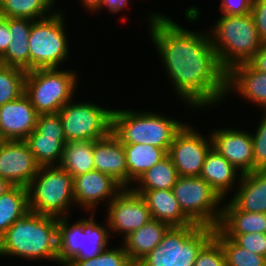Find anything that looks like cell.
<instances>
[{"mask_svg":"<svg viewBox=\"0 0 266 266\" xmlns=\"http://www.w3.org/2000/svg\"><path fill=\"white\" fill-rule=\"evenodd\" d=\"M123 189L111 176L97 170L74 177L73 195L75 205L95 213L101 200L109 204Z\"/></svg>","mask_w":266,"mask_h":266,"instance_id":"obj_17","label":"cell"},{"mask_svg":"<svg viewBox=\"0 0 266 266\" xmlns=\"http://www.w3.org/2000/svg\"><path fill=\"white\" fill-rule=\"evenodd\" d=\"M224 202L217 229L225 237L234 239L238 234L266 233V213L242 211L230 200Z\"/></svg>","mask_w":266,"mask_h":266,"instance_id":"obj_23","label":"cell"},{"mask_svg":"<svg viewBox=\"0 0 266 266\" xmlns=\"http://www.w3.org/2000/svg\"><path fill=\"white\" fill-rule=\"evenodd\" d=\"M184 124L183 121L147 109H113L112 114V133L123 144H149L164 148L167 152Z\"/></svg>","mask_w":266,"mask_h":266,"instance_id":"obj_4","label":"cell"},{"mask_svg":"<svg viewBox=\"0 0 266 266\" xmlns=\"http://www.w3.org/2000/svg\"><path fill=\"white\" fill-rule=\"evenodd\" d=\"M9 31V18L0 16V57L7 50L11 40Z\"/></svg>","mask_w":266,"mask_h":266,"instance_id":"obj_40","label":"cell"},{"mask_svg":"<svg viewBox=\"0 0 266 266\" xmlns=\"http://www.w3.org/2000/svg\"><path fill=\"white\" fill-rule=\"evenodd\" d=\"M129 3V0H102L99 9L96 12L98 13L99 11H102V9L106 8L109 13L118 14L123 11L125 7H129Z\"/></svg>","mask_w":266,"mask_h":266,"instance_id":"obj_42","label":"cell"},{"mask_svg":"<svg viewBox=\"0 0 266 266\" xmlns=\"http://www.w3.org/2000/svg\"><path fill=\"white\" fill-rule=\"evenodd\" d=\"M106 218L110 233L123 235V240L150 220L152 216L146 200L132 188H123L106 205Z\"/></svg>","mask_w":266,"mask_h":266,"instance_id":"obj_13","label":"cell"},{"mask_svg":"<svg viewBox=\"0 0 266 266\" xmlns=\"http://www.w3.org/2000/svg\"><path fill=\"white\" fill-rule=\"evenodd\" d=\"M66 266H135L123 246L106 248L98 256L86 260H71Z\"/></svg>","mask_w":266,"mask_h":266,"instance_id":"obj_34","label":"cell"},{"mask_svg":"<svg viewBox=\"0 0 266 266\" xmlns=\"http://www.w3.org/2000/svg\"><path fill=\"white\" fill-rule=\"evenodd\" d=\"M150 210L152 219L167 223L171 227L194 224L181 210L172 189L146 190L142 194Z\"/></svg>","mask_w":266,"mask_h":266,"instance_id":"obj_25","label":"cell"},{"mask_svg":"<svg viewBox=\"0 0 266 266\" xmlns=\"http://www.w3.org/2000/svg\"><path fill=\"white\" fill-rule=\"evenodd\" d=\"M40 167L25 140H0V178L27 188Z\"/></svg>","mask_w":266,"mask_h":266,"instance_id":"obj_15","label":"cell"},{"mask_svg":"<svg viewBox=\"0 0 266 266\" xmlns=\"http://www.w3.org/2000/svg\"><path fill=\"white\" fill-rule=\"evenodd\" d=\"M75 71L59 68L27 71L25 94L38 114L58 113L70 102L79 82Z\"/></svg>","mask_w":266,"mask_h":266,"instance_id":"obj_8","label":"cell"},{"mask_svg":"<svg viewBox=\"0 0 266 266\" xmlns=\"http://www.w3.org/2000/svg\"><path fill=\"white\" fill-rule=\"evenodd\" d=\"M212 147L229 161L241 174L254 170L251 132L232 128H218L210 132Z\"/></svg>","mask_w":266,"mask_h":266,"instance_id":"obj_16","label":"cell"},{"mask_svg":"<svg viewBox=\"0 0 266 266\" xmlns=\"http://www.w3.org/2000/svg\"><path fill=\"white\" fill-rule=\"evenodd\" d=\"M200 176L225 200L227 194L235 192L231 190H234L236 183L237 185L240 183L242 174L211 147L205 156Z\"/></svg>","mask_w":266,"mask_h":266,"instance_id":"obj_21","label":"cell"},{"mask_svg":"<svg viewBox=\"0 0 266 266\" xmlns=\"http://www.w3.org/2000/svg\"><path fill=\"white\" fill-rule=\"evenodd\" d=\"M94 141H74L65 144L59 166L73 178L95 170Z\"/></svg>","mask_w":266,"mask_h":266,"instance_id":"obj_28","label":"cell"},{"mask_svg":"<svg viewBox=\"0 0 266 266\" xmlns=\"http://www.w3.org/2000/svg\"><path fill=\"white\" fill-rule=\"evenodd\" d=\"M248 63L255 70L266 73V43L253 55Z\"/></svg>","mask_w":266,"mask_h":266,"instance_id":"obj_41","label":"cell"},{"mask_svg":"<svg viewBox=\"0 0 266 266\" xmlns=\"http://www.w3.org/2000/svg\"><path fill=\"white\" fill-rule=\"evenodd\" d=\"M24 93L0 107V140H25L36 128L38 117Z\"/></svg>","mask_w":266,"mask_h":266,"instance_id":"obj_18","label":"cell"},{"mask_svg":"<svg viewBox=\"0 0 266 266\" xmlns=\"http://www.w3.org/2000/svg\"><path fill=\"white\" fill-rule=\"evenodd\" d=\"M236 186L238 188H236ZM238 189L229 199L239 210L266 213V170L242 174Z\"/></svg>","mask_w":266,"mask_h":266,"instance_id":"obj_22","label":"cell"},{"mask_svg":"<svg viewBox=\"0 0 266 266\" xmlns=\"http://www.w3.org/2000/svg\"><path fill=\"white\" fill-rule=\"evenodd\" d=\"M231 92L266 112V73L255 70L248 62L238 64L227 72L226 99Z\"/></svg>","mask_w":266,"mask_h":266,"instance_id":"obj_19","label":"cell"},{"mask_svg":"<svg viewBox=\"0 0 266 266\" xmlns=\"http://www.w3.org/2000/svg\"><path fill=\"white\" fill-rule=\"evenodd\" d=\"M213 237L221 244L226 266H266V257L240 247L233 239L225 237L215 228Z\"/></svg>","mask_w":266,"mask_h":266,"instance_id":"obj_32","label":"cell"},{"mask_svg":"<svg viewBox=\"0 0 266 266\" xmlns=\"http://www.w3.org/2000/svg\"><path fill=\"white\" fill-rule=\"evenodd\" d=\"M253 0H221L220 10L224 15H244L251 13Z\"/></svg>","mask_w":266,"mask_h":266,"instance_id":"obj_39","label":"cell"},{"mask_svg":"<svg viewBox=\"0 0 266 266\" xmlns=\"http://www.w3.org/2000/svg\"><path fill=\"white\" fill-rule=\"evenodd\" d=\"M58 113L66 143L99 140L112 132L113 108L101 107L93 101L76 103L72 99Z\"/></svg>","mask_w":266,"mask_h":266,"instance_id":"obj_11","label":"cell"},{"mask_svg":"<svg viewBox=\"0 0 266 266\" xmlns=\"http://www.w3.org/2000/svg\"><path fill=\"white\" fill-rule=\"evenodd\" d=\"M212 147V138L203 136L188 123L174 136L168 156L180 177L200 176L205 156Z\"/></svg>","mask_w":266,"mask_h":266,"instance_id":"obj_12","label":"cell"},{"mask_svg":"<svg viewBox=\"0 0 266 266\" xmlns=\"http://www.w3.org/2000/svg\"><path fill=\"white\" fill-rule=\"evenodd\" d=\"M57 0H0V16L39 20L56 11ZM52 9H55L54 11Z\"/></svg>","mask_w":266,"mask_h":266,"instance_id":"obj_30","label":"cell"},{"mask_svg":"<svg viewBox=\"0 0 266 266\" xmlns=\"http://www.w3.org/2000/svg\"><path fill=\"white\" fill-rule=\"evenodd\" d=\"M173 18L153 13L147 18L152 43L176 95L194 110L226 100L227 72L220 66L210 33L182 27Z\"/></svg>","mask_w":266,"mask_h":266,"instance_id":"obj_1","label":"cell"},{"mask_svg":"<svg viewBox=\"0 0 266 266\" xmlns=\"http://www.w3.org/2000/svg\"><path fill=\"white\" fill-rule=\"evenodd\" d=\"M251 14L260 39L266 43V0H253Z\"/></svg>","mask_w":266,"mask_h":266,"instance_id":"obj_38","label":"cell"},{"mask_svg":"<svg viewBox=\"0 0 266 266\" xmlns=\"http://www.w3.org/2000/svg\"><path fill=\"white\" fill-rule=\"evenodd\" d=\"M95 170L111 176L123 188H127V163L123 143L111 132L94 140Z\"/></svg>","mask_w":266,"mask_h":266,"instance_id":"obj_20","label":"cell"},{"mask_svg":"<svg viewBox=\"0 0 266 266\" xmlns=\"http://www.w3.org/2000/svg\"><path fill=\"white\" fill-rule=\"evenodd\" d=\"M32 19L9 18L10 44L0 64L30 71L29 37Z\"/></svg>","mask_w":266,"mask_h":266,"instance_id":"obj_24","label":"cell"},{"mask_svg":"<svg viewBox=\"0 0 266 266\" xmlns=\"http://www.w3.org/2000/svg\"><path fill=\"white\" fill-rule=\"evenodd\" d=\"M25 141L41 167L58 166L66 144L59 113L39 114L36 128Z\"/></svg>","mask_w":266,"mask_h":266,"instance_id":"obj_14","label":"cell"},{"mask_svg":"<svg viewBox=\"0 0 266 266\" xmlns=\"http://www.w3.org/2000/svg\"><path fill=\"white\" fill-rule=\"evenodd\" d=\"M215 228L192 224L171 227L161 243L135 266H194L199 251L213 238Z\"/></svg>","mask_w":266,"mask_h":266,"instance_id":"obj_6","label":"cell"},{"mask_svg":"<svg viewBox=\"0 0 266 266\" xmlns=\"http://www.w3.org/2000/svg\"><path fill=\"white\" fill-rule=\"evenodd\" d=\"M170 228L167 223L152 219L128 235L121 244H124L130 260L136 264L161 243Z\"/></svg>","mask_w":266,"mask_h":266,"instance_id":"obj_26","label":"cell"},{"mask_svg":"<svg viewBox=\"0 0 266 266\" xmlns=\"http://www.w3.org/2000/svg\"><path fill=\"white\" fill-rule=\"evenodd\" d=\"M182 212L195 224L217 228L223 199L201 177H179L172 188Z\"/></svg>","mask_w":266,"mask_h":266,"instance_id":"obj_10","label":"cell"},{"mask_svg":"<svg viewBox=\"0 0 266 266\" xmlns=\"http://www.w3.org/2000/svg\"><path fill=\"white\" fill-rule=\"evenodd\" d=\"M127 163V188L150 168L163 160L168 152L164 148L149 144H123ZM134 183V184H131Z\"/></svg>","mask_w":266,"mask_h":266,"instance_id":"obj_27","label":"cell"},{"mask_svg":"<svg viewBox=\"0 0 266 266\" xmlns=\"http://www.w3.org/2000/svg\"><path fill=\"white\" fill-rule=\"evenodd\" d=\"M59 10L48 17L33 20L30 37V70L61 68L60 64L69 57V41L64 20Z\"/></svg>","mask_w":266,"mask_h":266,"instance_id":"obj_9","label":"cell"},{"mask_svg":"<svg viewBox=\"0 0 266 266\" xmlns=\"http://www.w3.org/2000/svg\"><path fill=\"white\" fill-rule=\"evenodd\" d=\"M73 186V176L59 165L40 167L27 186L30 210L57 218L69 216L75 207Z\"/></svg>","mask_w":266,"mask_h":266,"instance_id":"obj_7","label":"cell"},{"mask_svg":"<svg viewBox=\"0 0 266 266\" xmlns=\"http://www.w3.org/2000/svg\"><path fill=\"white\" fill-rule=\"evenodd\" d=\"M179 177L178 171L167 155L154 167L147 170L131 188L138 194H142L146 190H169L174 187Z\"/></svg>","mask_w":266,"mask_h":266,"instance_id":"obj_29","label":"cell"},{"mask_svg":"<svg viewBox=\"0 0 266 266\" xmlns=\"http://www.w3.org/2000/svg\"><path fill=\"white\" fill-rule=\"evenodd\" d=\"M26 74L21 68L0 64V107L24 94Z\"/></svg>","mask_w":266,"mask_h":266,"instance_id":"obj_33","label":"cell"},{"mask_svg":"<svg viewBox=\"0 0 266 266\" xmlns=\"http://www.w3.org/2000/svg\"><path fill=\"white\" fill-rule=\"evenodd\" d=\"M57 219L29 210L0 237V256L57 263Z\"/></svg>","mask_w":266,"mask_h":266,"instance_id":"obj_2","label":"cell"},{"mask_svg":"<svg viewBox=\"0 0 266 266\" xmlns=\"http://www.w3.org/2000/svg\"><path fill=\"white\" fill-rule=\"evenodd\" d=\"M251 133L253 142L254 170H266V112L261 113L260 122Z\"/></svg>","mask_w":266,"mask_h":266,"instance_id":"obj_35","label":"cell"},{"mask_svg":"<svg viewBox=\"0 0 266 266\" xmlns=\"http://www.w3.org/2000/svg\"><path fill=\"white\" fill-rule=\"evenodd\" d=\"M11 187L12 185L7 180L0 178V197L5 194Z\"/></svg>","mask_w":266,"mask_h":266,"instance_id":"obj_44","label":"cell"},{"mask_svg":"<svg viewBox=\"0 0 266 266\" xmlns=\"http://www.w3.org/2000/svg\"><path fill=\"white\" fill-rule=\"evenodd\" d=\"M233 240L240 247L266 257V233L238 234Z\"/></svg>","mask_w":266,"mask_h":266,"instance_id":"obj_37","label":"cell"},{"mask_svg":"<svg viewBox=\"0 0 266 266\" xmlns=\"http://www.w3.org/2000/svg\"><path fill=\"white\" fill-rule=\"evenodd\" d=\"M194 266H226L224 250L214 237L199 251Z\"/></svg>","mask_w":266,"mask_h":266,"instance_id":"obj_36","label":"cell"},{"mask_svg":"<svg viewBox=\"0 0 266 266\" xmlns=\"http://www.w3.org/2000/svg\"><path fill=\"white\" fill-rule=\"evenodd\" d=\"M80 1L82 2L81 5H83V7L86 10L92 13L96 12L102 3V0H80Z\"/></svg>","mask_w":266,"mask_h":266,"instance_id":"obj_43","label":"cell"},{"mask_svg":"<svg viewBox=\"0 0 266 266\" xmlns=\"http://www.w3.org/2000/svg\"><path fill=\"white\" fill-rule=\"evenodd\" d=\"M95 214L96 212L89 214L90 218H80L72 225H70L69 216L57 219L60 265L66 266L71 260L92 259L109 247L108 239L114 234L111 235L107 221L105 226L97 223Z\"/></svg>","mask_w":266,"mask_h":266,"instance_id":"obj_5","label":"cell"},{"mask_svg":"<svg viewBox=\"0 0 266 266\" xmlns=\"http://www.w3.org/2000/svg\"><path fill=\"white\" fill-rule=\"evenodd\" d=\"M29 210L27 188L12 186L3 194L0 197V237Z\"/></svg>","mask_w":266,"mask_h":266,"instance_id":"obj_31","label":"cell"},{"mask_svg":"<svg viewBox=\"0 0 266 266\" xmlns=\"http://www.w3.org/2000/svg\"><path fill=\"white\" fill-rule=\"evenodd\" d=\"M220 66L228 72L247 63L262 47L252 14L224 15L209 30Z\"/></svg>","mask_w":266,"mask_h":266,"instance_id":"obj_3","label":"cell"}]
</instances>
